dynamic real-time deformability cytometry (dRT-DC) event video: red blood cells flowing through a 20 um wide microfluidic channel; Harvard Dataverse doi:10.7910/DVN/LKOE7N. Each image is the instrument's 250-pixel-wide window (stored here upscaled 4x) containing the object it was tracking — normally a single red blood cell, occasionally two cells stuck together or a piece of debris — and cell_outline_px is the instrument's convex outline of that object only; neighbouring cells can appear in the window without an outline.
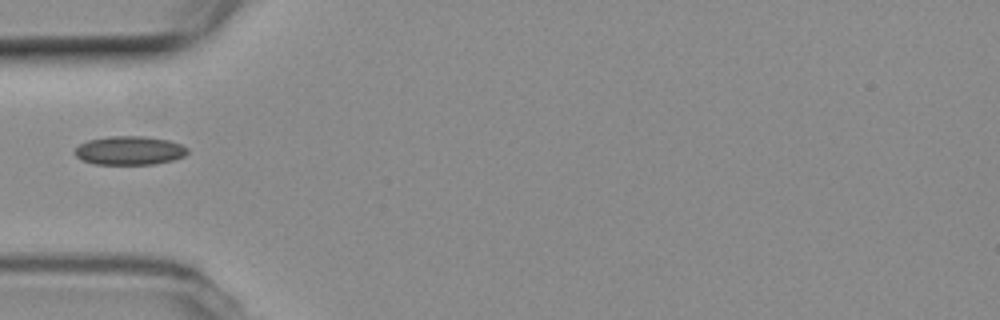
{"species": "common noctule bat (a hibernating species)", "species_latin": "Nyctalus noctula", "temperature_condition": "room temperature", "stored_images_in_passage": 16, "camera_frame_rate_fps": 3000, "um_per_image_px": 0.085, "animal": {"sex": "female", "body_mass_g": 19.3, "forearm_length_mm": 54.1}, "frame": {"image": 1, "passage_image": 1, "time_ms": 0.0, "image_size_px": [1000, 320], "cell_outline_px": [[188, 152], [184, 156], [172, 160], [152, 164], [96, 164], [84, 160], [76, 156], [76, 148], [80, 144], [88, 140], [108, 136], [144, 136], [168, 140], [180, 144], [188, 148]], "centroid_in_image_um": [11.03, 12.78], "position_along_channel_um": 74.0, "area_um2": 18.67}}